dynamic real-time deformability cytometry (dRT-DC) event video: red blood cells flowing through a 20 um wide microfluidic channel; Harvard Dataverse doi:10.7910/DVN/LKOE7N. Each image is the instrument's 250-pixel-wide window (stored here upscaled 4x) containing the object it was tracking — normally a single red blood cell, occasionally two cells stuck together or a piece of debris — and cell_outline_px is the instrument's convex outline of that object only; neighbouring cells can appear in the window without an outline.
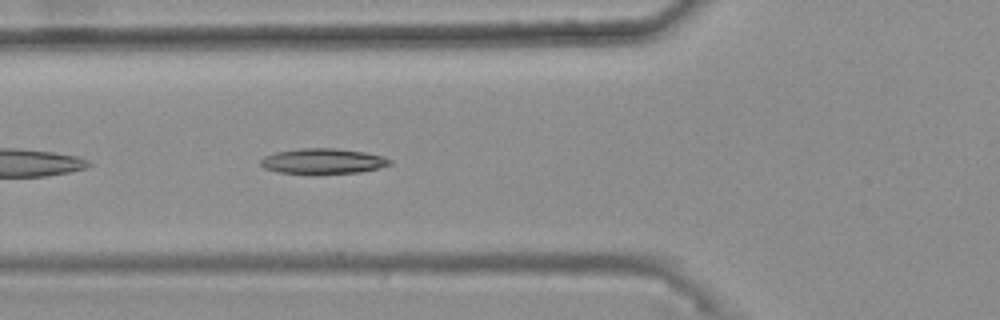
{"species": "common noctule bat (a hibernating species)", "species_latin": "Nyctalus noctula", "temperature_condition": "warm", "stored_images_in_passage": 28, "camera_frame_rate_fps": 3000, "um_per_image_px": 0.085, "animal": {"sex": "female", "body_mass_g": 25.1}, "frame": {"image": 1, "passage_image": 5, "time_ms": 1.333, "image_size_px": [1000, 320], "cell_outline_px": [[392, 164], [380, 168], [360, 172], [316, 176], [312, 176], [276, 172], [264, 168], [260, 164], [260, 160], [264, 156], [276, 152], [300, 148], [332, 148], [364, 152], [380, 156], [392, 160]], "centroid_in_image_um": [27.41, 13.74], "position_along_channel_um": 98.4, "area_um2": 19.83}}
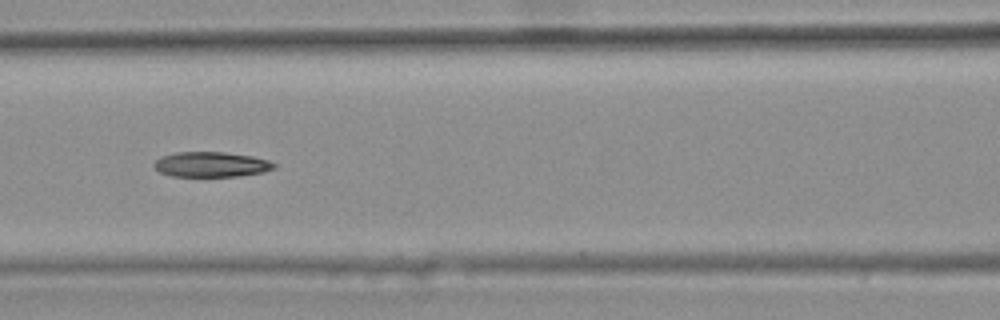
{"frame": {"image": 2, "passage_image": 9, "time_ms": 2.667, "image_size_px": [1000, 320], "cell_outline_px": [[276, 168], [264, 172], [236, 176], [172, 176], [160, 172], [152, 164], [160, 156], [176, 152], [224, 152], [252, 156], [268, 160], [276, 164]], "centroid_in_image_um": [17.95, 13.97], "position_along_channel_um": 148.6, "area_um2": 17.57}, "authors_computed_cell_mechanics": {"area_um2": 18.496, "velocity_mm_per_s": 3.7629, "shape_relaxation_time_tau1_ms": null, "shape_relaxation_time_tau2_ms": 8.7345, "deformation_change_tau1": null, "deformation_change_tau2": 0.1694}}